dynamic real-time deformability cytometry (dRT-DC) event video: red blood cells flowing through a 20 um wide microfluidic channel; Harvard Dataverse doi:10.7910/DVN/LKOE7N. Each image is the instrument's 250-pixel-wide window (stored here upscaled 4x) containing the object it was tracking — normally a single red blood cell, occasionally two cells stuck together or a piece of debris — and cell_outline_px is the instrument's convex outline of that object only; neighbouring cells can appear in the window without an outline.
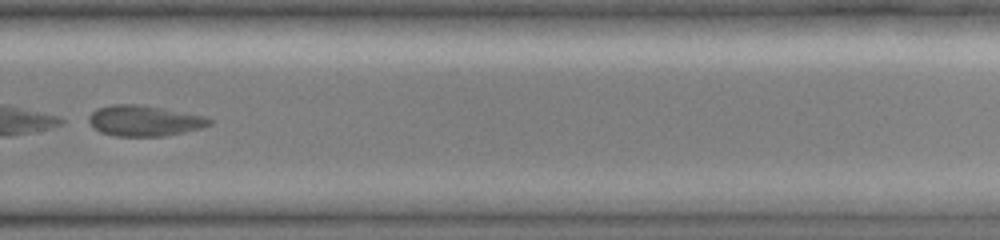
{"species": "common noctule bat (a hibernating species)", "species_latin": "Nyctalus noctula", "temperature_condition": "cold", "stored_images_in_passage": 41, "camera_frame_rate_fps": 3000, "um_per_image_px": 0.085, "animal": {"sex": "female", "body_mass_g": 19.0, "forearm_length_mm": 51.5}, "frame": {"image": 1, "passage_image": 29, "time_ms": 9.333, "image_size_px": [1000, 240], "cell_outline_px": [[212, 124], [200, 128], [184, 132], [164, 136], [116, 136], [100, 132], [88, 120], [88, 116], [96, 108], [112, 104], [140, 104], [204, 116], [212, 120]], "centroid_in_image_um": [12.25, 10.26], "position_along_channel_um": 317.5, "area_um2": 21.44}}
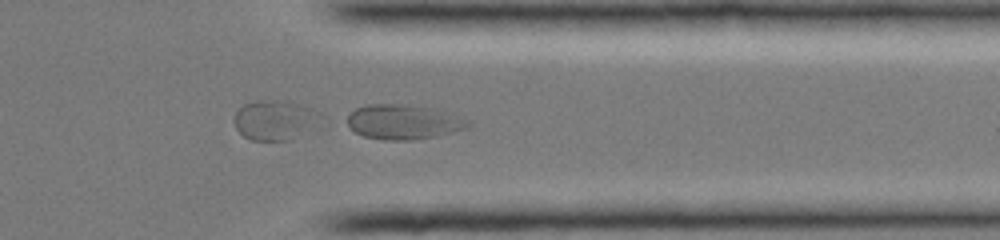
{"frame": {"image": 2, "passage_image": 33, "time_ms": 10.667, "image_size_px": [1000, 240], "cell_outline_px": [[472, 124], [468, 128], [440, 136], [412, 140], [388, 140], [364, 136], [356, 132], [344, 124], [348, 112], [364, 104], [400, 104], [428, 108], [444, 112], [468, 120]], "centroid_in_image_um": [34.23, 10.37], "position_along_channel_um": 377.2, "area_um2": 24.57}}